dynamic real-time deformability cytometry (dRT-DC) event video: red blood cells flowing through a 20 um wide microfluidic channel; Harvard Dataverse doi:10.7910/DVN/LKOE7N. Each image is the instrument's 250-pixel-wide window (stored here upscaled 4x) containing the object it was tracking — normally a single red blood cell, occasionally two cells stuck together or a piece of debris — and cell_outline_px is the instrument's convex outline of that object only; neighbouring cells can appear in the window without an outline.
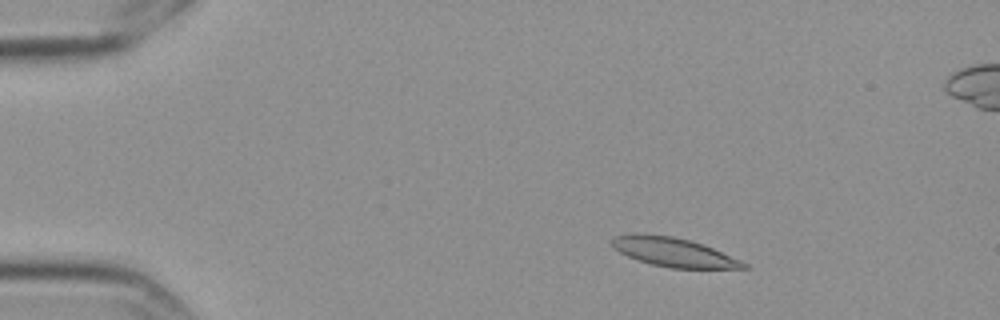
{"species": "Egyptian fruit bat (a non-hibernating species)", "species_latin": "Rousettus aegyptiacus", "temperature_condition": "cold", "stored_images_in_passage": 6, "camera_frame_rate_fps": 3000, "um_per_image_px": 0.085, "frame": {"image": 1, "passage_image": 3, "time_ms": 0.667, "image_size_px": [1000, 320], "cell_outline_px": [[752, 268], [668, 268], [636, 260], [620, 252], [612, 244], [612, 240], [616, 236], [632, 232], [636, 232], [672, 236], [704, 244], [740, 260], [748, 264]], "centroid_in_image_um": [57.25, 21.42], "position_along_channel_um": 27.7, "area_um2": 22.25}}